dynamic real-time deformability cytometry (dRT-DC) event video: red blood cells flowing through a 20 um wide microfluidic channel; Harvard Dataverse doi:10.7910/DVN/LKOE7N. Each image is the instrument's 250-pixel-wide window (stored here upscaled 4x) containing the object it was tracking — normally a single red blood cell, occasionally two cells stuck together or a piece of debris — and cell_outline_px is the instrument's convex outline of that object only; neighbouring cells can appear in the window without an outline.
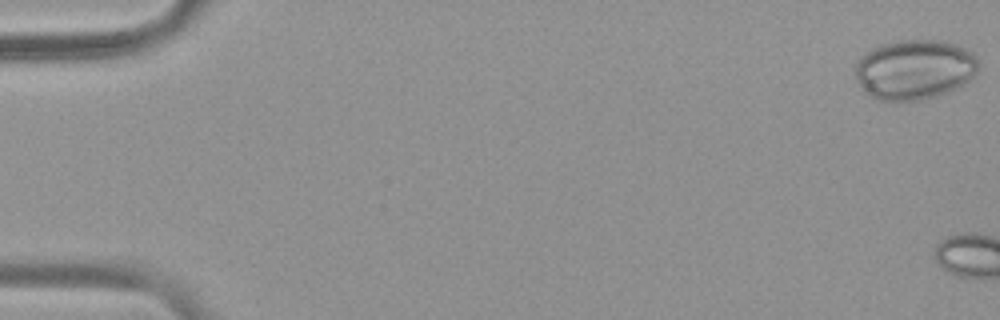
{"species": "common noctule bat (a hibernating species)", "species_latin": "Nyctalus noctula", "temperature_condition": "warm", "stored_images_in_passage": 9, "camera_frame_rate_fps": 3000, "um_per_image_px": 0.085, "animal": {"sex": "female", "body_mass_g": 19.9}, "frame": {"image": 1, "passage_image": 1, "time_ms": 0.0, "image_size_px": [1000, 320], "cell_outline_px": [[980, 60], [976, 72], [964, 84], [948, 92], [936, 96], [920, 100], [876, 100], [856, 80], [856, 64], [860, 56], [868, 48], [880, 44], [900, 40], [948, 40], [972, 52]], "centroid_in_image_um": [77.74, 5.88], "position_along_channel_um": 7.3, "area_um2": 43.23}}